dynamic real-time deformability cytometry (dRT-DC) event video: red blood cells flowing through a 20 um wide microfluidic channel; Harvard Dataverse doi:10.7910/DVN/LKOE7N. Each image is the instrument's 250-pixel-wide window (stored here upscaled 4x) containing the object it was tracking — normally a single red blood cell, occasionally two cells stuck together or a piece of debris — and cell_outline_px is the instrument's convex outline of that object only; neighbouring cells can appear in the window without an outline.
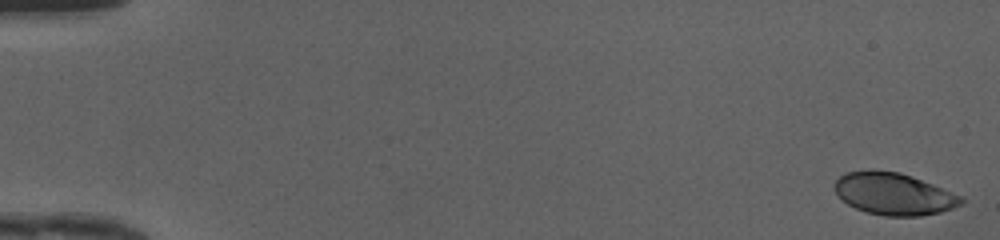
{"species": "human", "species_latin": "Homo sapiens", "temperature_condition": "cold", "stored_images_in_passage": 49, "camera_frame_rate_fps": 3000, "um_per_image_px": 0.085, "donor": {"sex": "female"}, "frame": {"image": 1, "passage_image": 1, "time_ms": 0.0, "image_size_px": [1000, 240], "cell_outline_px": [[964, 200], [960, 204], [952, 208], [940, 212], [920, 216], [884, 216], [868, 212], [856, 208], [848, 204], [836, 192], [832, 184], [840, 176], [848, 172], [872, 168], [900, 172], [912, 176], [932, 184], [960, 196]], "centroid_in_image_um": [75.93, 16.46], "position_along_channel_um": 9.1, "area_um2": 30.92}}
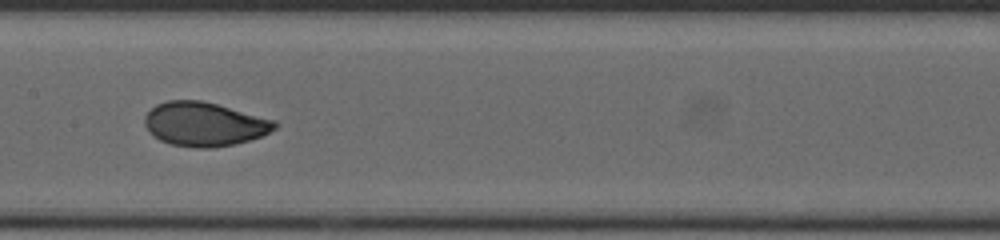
{"frame": {"image": 2, "passage_image": 26, "time_ms": 8.333, "image_size_px": [1000, 240], "cell_outline_px": [[280, 124], [276, 128], [260, 136], [248, 140], [232, 144], [212, 148], [196, 148], [172, 144], [160, 140], [152, 136], [148, 132], [144, 124], [144, 116], [156, 104], [168, 100], [200, 100], [216, 104], [276, 120]], "centroid_in_image_um": [17.34, 10.55], "position_along_channel_um": 190.1, "area_um2": 33.29}}
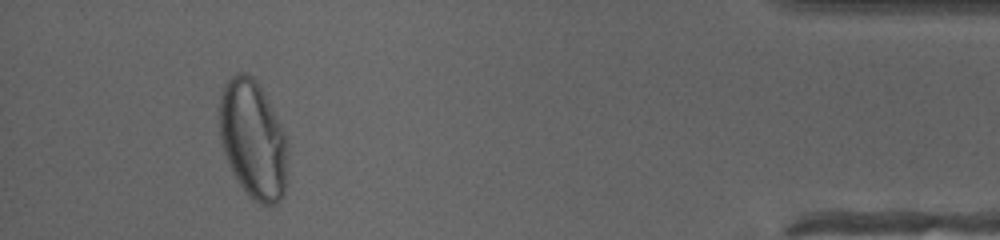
{"frame": {"image": 3, "passage_image": 46, "time_ms": 15.0, "image_size_px": [1000, 240], "cell_outline_px": [[288, 152], [284, 196], [276, 204], [260, 204], [248, 196], [232, 172], [228, 164], [220, 144], [216, 108], [220, 92], [224, 84], [232, 76], [240, 72], [244, 72], [252, 76], [256, 80], [288, 140]], "centroid_in_image_um": [21.45, 11.85], "position_along_channel_um": 413.7, "area_um2": 47.8}, "authors_computed_cell_mechanics": {"area_um2": 32.8304, "velocity_mm_per_s": 4.1931, "shape_relaxation_time_tau1_ms": 3.2729, "shape_relaxation_time_tau2_ms": null, "deformation_change_tau1": 0.1639, "deformation_change_tau2": null}}